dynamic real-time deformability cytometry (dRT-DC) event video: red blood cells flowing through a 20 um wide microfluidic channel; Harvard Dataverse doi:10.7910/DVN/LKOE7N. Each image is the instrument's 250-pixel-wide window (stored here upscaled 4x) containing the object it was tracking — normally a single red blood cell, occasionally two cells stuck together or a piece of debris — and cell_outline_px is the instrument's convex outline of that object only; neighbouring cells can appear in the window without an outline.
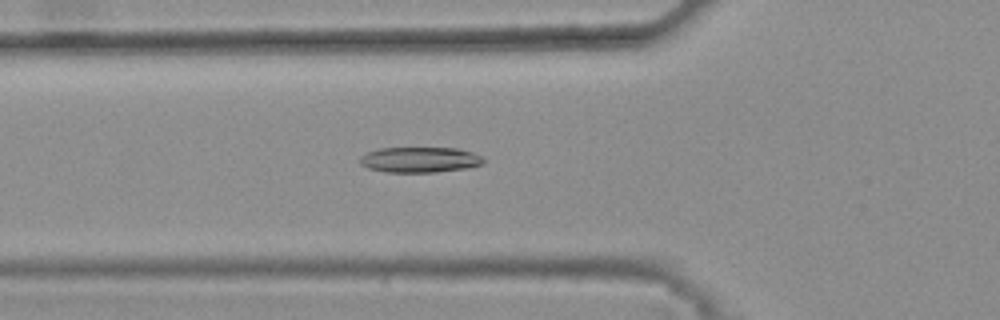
{"species": "common noctule bat (a hibernating species)", "species_latin": "Nyctalus noctula", "temperature_condition": "warm", "stored_images_in_passage": 46, "camera_frame_rate_fps": 3000, "um_per_image_px": 0.085, "animal": {"sex": "female", "body_mass_g": 25.1}, "frame": {"image": 1, "passage_image": 18, "time_ms": 5.667, "image_size_px": [1000, 320], "cell_outline_px": [[484, 160], [480, 164], [468, 168], [436, 172], [384, 172], [368, 168], [360, 164], [360, 156], [368, 152], [380, 148], [460, 148], [484, 156]], "centroid_in_image_um": [35.69, 13.57], "position_along_channel_um": 90.1, "area_um2": 18.44}}
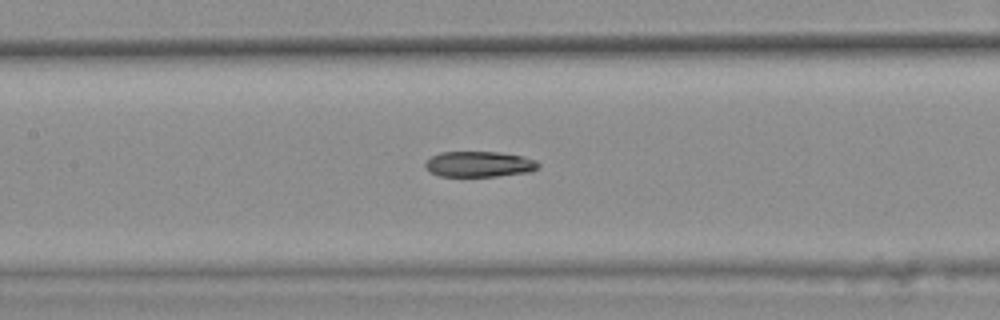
{"frame": {"image": 2, "passage_image": 24, "time_ms": 7.667, "image_size_px": [1000, 320], "cell_outline_px": [[540, 164], [532, 172], [496, 176], [440, 176], [424, 168], [424, 164], [432, 156], [440, 152], [500, 152], [524, 156], [536, 160]], "centroid_in_image_um": [40.75, 13.95], "position_along_channel_um": 166.6, "area_um2": 16.94}}
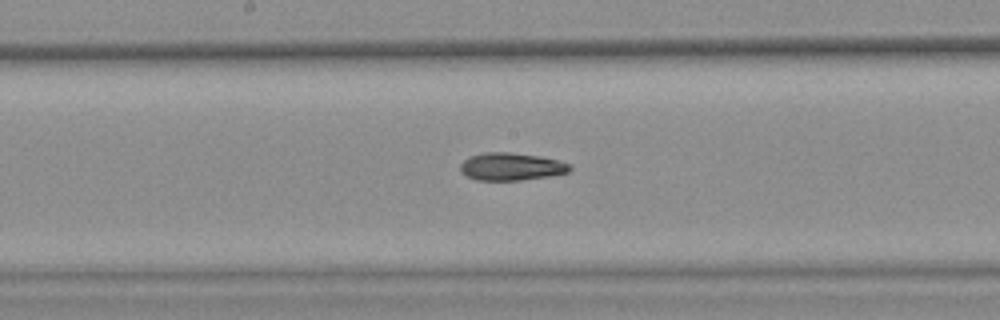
{"frame": {"image": 3, "passage_image": 27, "time_ms": 8.667, "image_size_px": [1000, 320], "cell_outline_px": [[572, 168], [568, 172], [548, 176], [520, 180], [476, 180], [460, 172], [460, 164], [468, 156], [484, 152], [508, 152], [540, 156], [560, 160], [568, 164]], "centroid_in_image_um": [43.42, 14.15], "position_along_channel_um": 204.8, "area_um2": 17.63}}